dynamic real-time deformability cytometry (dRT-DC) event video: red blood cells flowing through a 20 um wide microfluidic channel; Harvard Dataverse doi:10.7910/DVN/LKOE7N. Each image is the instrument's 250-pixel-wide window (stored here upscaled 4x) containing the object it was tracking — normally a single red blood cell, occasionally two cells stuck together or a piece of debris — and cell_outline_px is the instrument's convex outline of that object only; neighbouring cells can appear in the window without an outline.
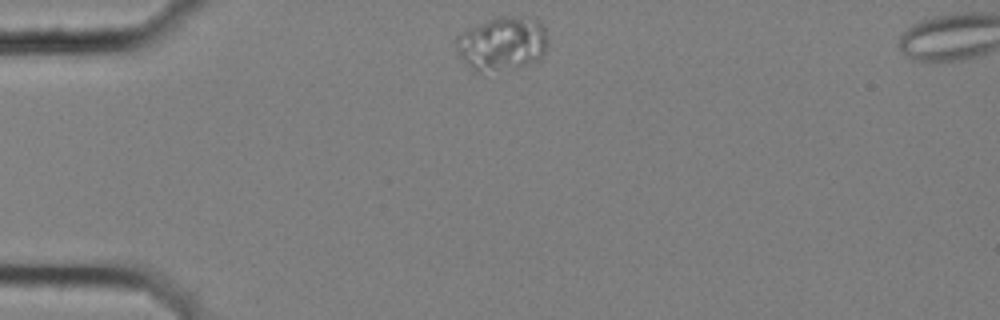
{"species": "common noctule bat (a hibernating species)", "species_latin": "Nyctalus noctula", "temperature_condition": "cold", "stored_images_in_passage": 34, "camera_frame_rate_fps": 3000, "um_per_image_px": 0.085, "animal": {"sex": "female", "body_mass_g": 25.1}, "frame": {"image": 1, "passage_image": 1, "time_ms": 0.0, "image_size_px": [1000, 320], "cell_outline_px": [[544, 52], [540, 60], [484, 76], [476, 72], [460, 56], [456, 48], [456, 36], [460, 32], [468, 28], [500, 16], [512, 16], [536, 20], [544, 28]], "centroid_in_image_um": [42.61, 3.76], "position_along_channel_um": 42.4, "area_um2": 28.61}}
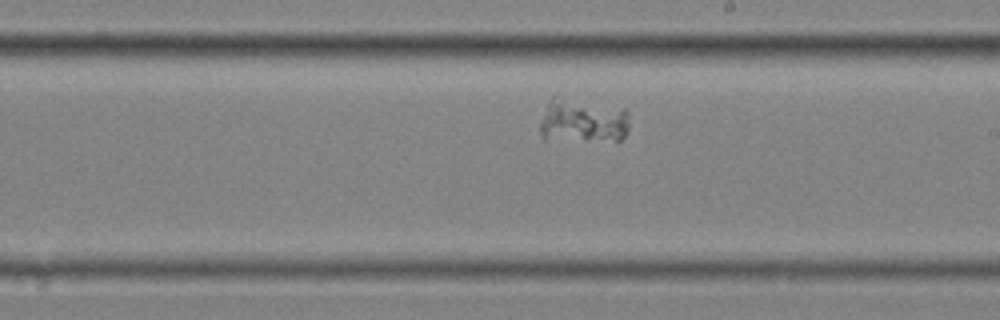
{"frame": {"image": 2, "passage_image": 21, "time_ms": 6.667, "image_size_px": [1000, 320], "cell_outline_px": [[628, 132], [620, 140], [544, 140], [540, 136], [540, 124], [548, 104], [552, 96], [624, 108], [628, 112]], "centroid_in_image_um": [49.54, 10.29], "position_along_channel_um": 239.5, "area_um2": 23.0}}
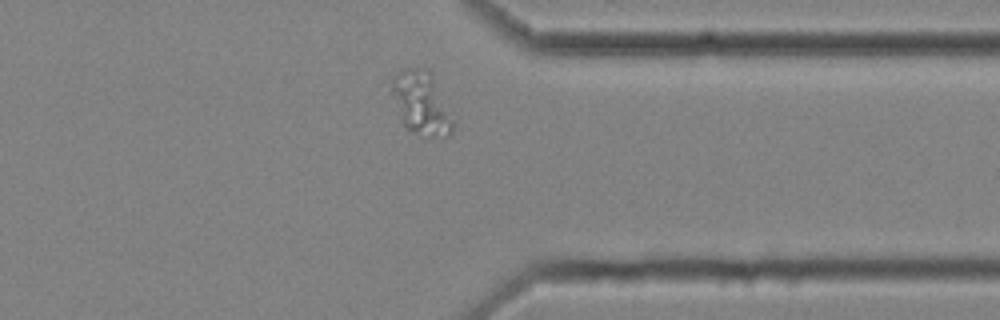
{"frame": {"image": 3, "passage_image": 33, "time_ms": 10.667, "image_size_px": [1000, 320], "cell_outline_px": [[456, 124], [452, 132], [448, 136], [432, 136], [412, 132], [404, 128], [392, 92], [392, 76], [396, 72], [404, 68], [420, 68], [432, 72], [456, 120]], "centroid_in_image_um": [35.87, 8.76], "position_along_channel_um": 375.5, "area_um2": 22.95}}